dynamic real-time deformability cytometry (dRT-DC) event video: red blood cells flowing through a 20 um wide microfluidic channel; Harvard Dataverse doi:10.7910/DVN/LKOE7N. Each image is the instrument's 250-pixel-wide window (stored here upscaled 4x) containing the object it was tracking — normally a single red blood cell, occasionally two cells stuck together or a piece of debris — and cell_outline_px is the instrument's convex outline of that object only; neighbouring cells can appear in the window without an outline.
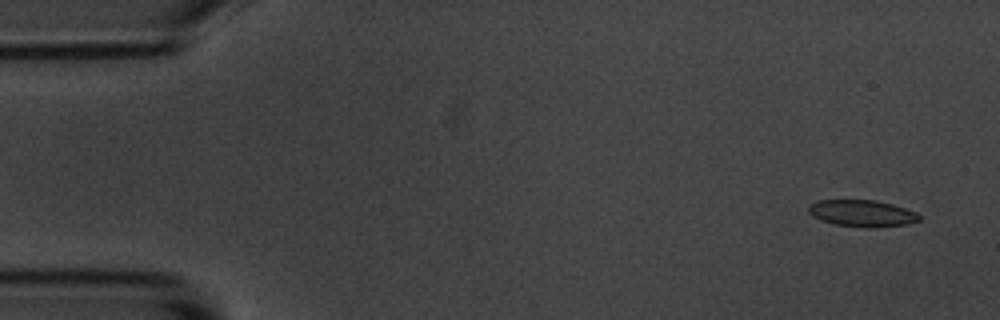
{"species": "common noctule bat (a hibernating species)", "species_latin": "Nyctalus noctula", "temperature_condition": "room temperature", "stored_images_in_passage": 2, "camera_frame_rate_fps": 3000, "um_per_image_px": 0.085, "animal": {"sex": "male", "body_mass_g": 20.1, "forearm_length_mm": 53.5}, "frame": {"image": 1, "passage_image": 1, "time_ms": 0.0, "image_size_px": [1000, 320], "cell_outline_px": [[920, 220], [908, 224], [868, 228], [864, 228], [836, 224], [820, 220], [812, 216], [808, 212], [808, 204], [820, 200], [876, 200], [892, 204], [916, 212], [920, 216]], "centroid_in_image_um": [73.26, 18.13], "position_along_channel_um": 11.7, "area_um2": 17.28}}